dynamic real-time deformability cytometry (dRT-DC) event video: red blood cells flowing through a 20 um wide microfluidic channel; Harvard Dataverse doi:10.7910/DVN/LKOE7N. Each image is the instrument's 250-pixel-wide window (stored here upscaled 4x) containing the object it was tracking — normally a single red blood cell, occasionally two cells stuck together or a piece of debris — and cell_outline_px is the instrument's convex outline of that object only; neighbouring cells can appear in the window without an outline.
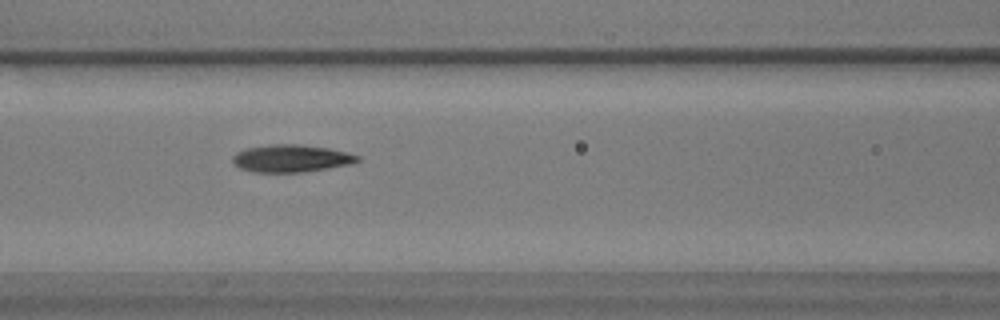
{"species": "common noctule bat (a hibernating species)", "species_latin": "Nyctalus noctula", "temperature_condition": "warm", "stored_images_in_passage": 52, "camera_frame_rate_fps": 3000, "um_per_image_px": 0.085, "animal": {"sex": "male", "body_mass_g": 17.9}, "frame": {"image": 1, "passage_image": 20, "time_ms": 6.333, "image_size_px": [1000, 320], "cell_outline_px": [[360, 160], [352, 164], [328, 168], [300, 172], [252, 172], [240, 168], [232, 160], [232, 156], [236, 152], [248, 148], [272, 144], [296, 144], [328, 148], [348, 152], [360, 156]], "centroid_in_image_um": [24.77, 13.46], "position_along_channel_um": 141.8, "area_um2": 19.88}}
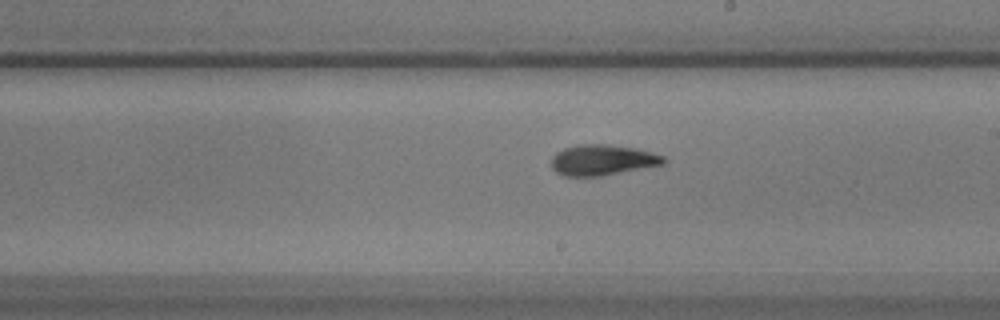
{"frame": {"image": 2, "passage_image": 28, "time_ms": 9.0, "image_size_px": [1000, 320], "cell_outline_px": [[668, 160], [664, 164], [600, 176], [564, 176], [556, 172], [552, 168], [552, 156], [556, 152], [564, 148], [576, 144], [604, 144], [636, 148], [652, 152], [664, 156]], "centroid_in_image_um": [51.21, 13.59], "position_along_channel_um": 237.8, "area_um2": 20.11}}
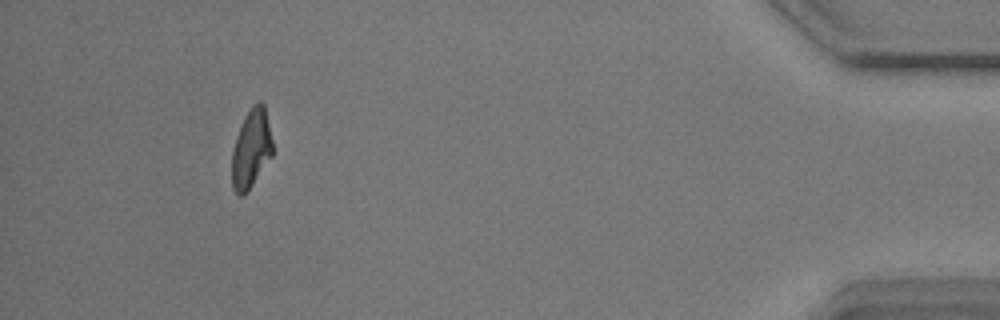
{"frame": {"image": 3, "passage_image": 48, "time_ms": 15.667, "image_size_px": [1000, 320], "cell_outline_px": [[272, 156], [244, 196], [240, 196], [232, 188], [232, 152], [236, 136], [240, 124], [244, 116], [252, 104], [260, 100], [264, 104], [272, 140]], "centroid_in_image_um": [21.34, 12.62], "position_along_channel_um": 413.9, "area_um2": 18.73}, "authors_computed_cell_mechanics": {"area_um2": 19.5075, "velocity_mm_per_s": 3.6055, "shape_relaxation_time_tau1_ms": 4.1258, "shape_relaxation_time_tau2_ms": 2.9332, "deformation_change_tau1": 0.1471, "deformation_change_tau2": 0.1101}}